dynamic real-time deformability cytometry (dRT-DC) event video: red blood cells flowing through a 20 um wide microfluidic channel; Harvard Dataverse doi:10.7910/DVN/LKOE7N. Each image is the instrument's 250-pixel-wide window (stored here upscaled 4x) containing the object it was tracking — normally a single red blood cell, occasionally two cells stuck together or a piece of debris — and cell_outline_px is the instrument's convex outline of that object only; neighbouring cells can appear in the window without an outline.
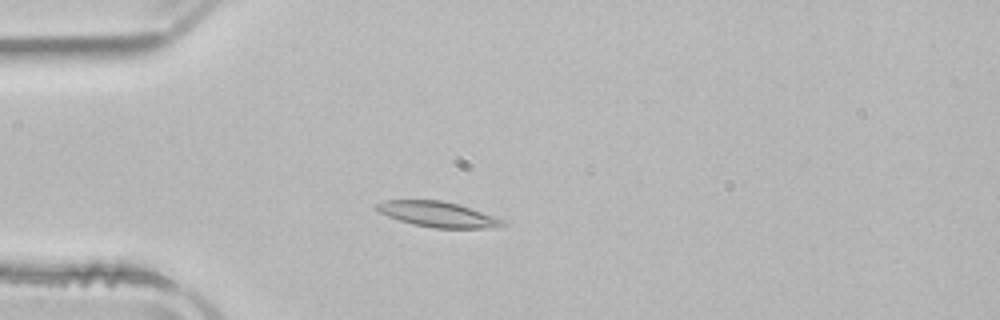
{"species": "common noctule bat (a hibernating species)", "species_latin": "Nyctalus noctula", "temperature_condition": "room temperature", "stored_images_in_passage": 45, "camera_frame_rate_fps": 3000, "um_per_image_px": 0.085, "animal": {"sex": "male", "body_mass_g": 21.5, "forearm_length_mm": 52.0}, "frame": {"image": 1, "passage_image": 7, "time_ms": 2.0, "image_size_px": [1000, 320], "cell_outline_px": [[508, 224], [500, 228], [436, 228], [412, 224], [388, 216], [372, 208], [372, 204], [384, 200], [440, 200], [456, 204], [504, 220]], "centroid_in_image_um": [37.16, 18.22], "position_along_channel_um": 47.8, "area_um2": 18.61}}
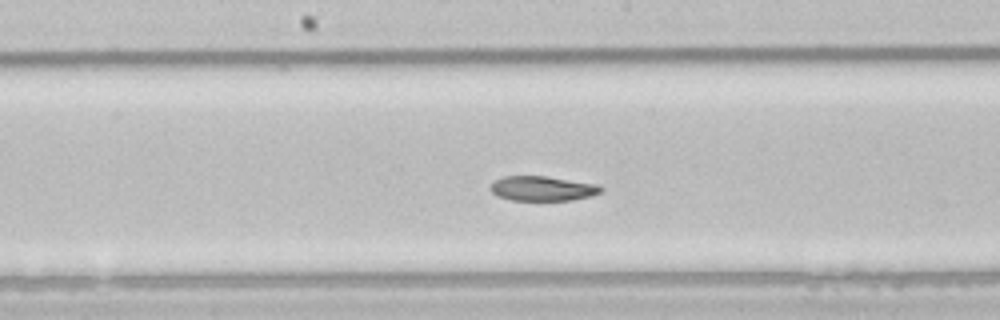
{"frame": {"image": 2, "passage_image": 20, "time_ms": 6.333, "image_size_px": [1000, 320], "cell_outline_px": [[604, 188], [600, 192], [592, 196], [572, 200], [512, 200], [496, 196], [488, 188], [496, 180], [504, 176], [544, 176], [596, 184]], "centroid_in_image_um": [46.09, 16.03], "position_along_channel_um": 202.1, "area_um2": 15.84}}
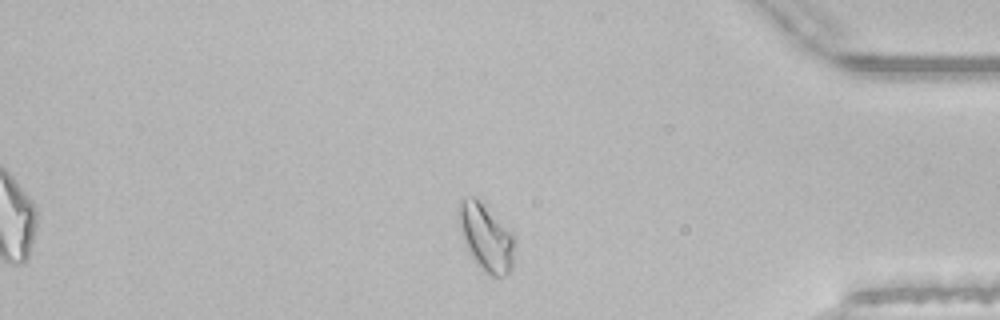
{"frame": {"image": 3, "passage_image": 37, "time_ms": 12.0, "image_size_px": [1000, 320], "cell_outline_px": [[516, 240], [512, 268], [504, 276], [492, 276], [484, 272], [476, 264], [468, 248], [460, 224], [460, 200], [472, 196], [512, 232]], "centroid_in_image_um": [41.38, 20.26], "position_along_channel_um": 393.8, "area_um2": 20.92}, "authors_computed_cell_mechanics": {"area_um2": 17.9758, "velocity_mm_per_s": 3.8972, "shape_relaxation_time_tau1_ms": 3.8526, "shape_relaxation_time_tau2_ms": 5.9882, "deformation_change_tau1": 0.1155, "deformation_change_tau2": 0.0983}}